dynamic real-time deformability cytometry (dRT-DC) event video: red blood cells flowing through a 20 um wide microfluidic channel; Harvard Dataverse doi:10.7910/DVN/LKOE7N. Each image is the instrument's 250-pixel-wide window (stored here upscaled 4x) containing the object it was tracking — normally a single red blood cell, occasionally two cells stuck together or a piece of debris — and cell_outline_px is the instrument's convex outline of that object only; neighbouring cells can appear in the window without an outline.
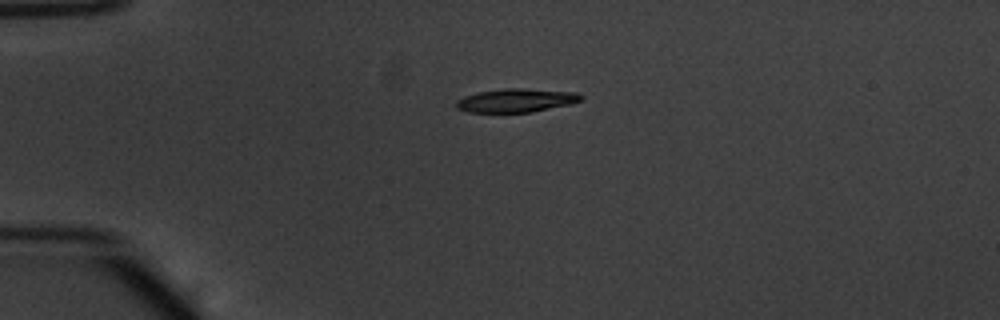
{"species": "common noctule bat (a hibernating species)", "species_latin": "Nyctalus noctula", "temperature_condition": "warm", "stored_images_in_passage": 41, "camera_frame_rate_fps": 3000, "um_per_image_px": 0.085, "animal": {"sex": "male", "body_mass_g": 20.1, "forearm_length_mm": 53.5}, "frame": {"image": 1, "passage_image": 1, "time_ms": 0.0, "image_size_px": [1000, 320], "cell_outline_px": [[584, 96], [580, 100], [568, 104], [532, 112], [468, 112], [456, 108], [456, 100], [464, 96], [480, 92], [504, 88], [524, 88], [576, 92]], "centroid_in_image_um": [43.85, 8.53], "position_along_channel_um": 41.1, "area_um2": 16.99}}
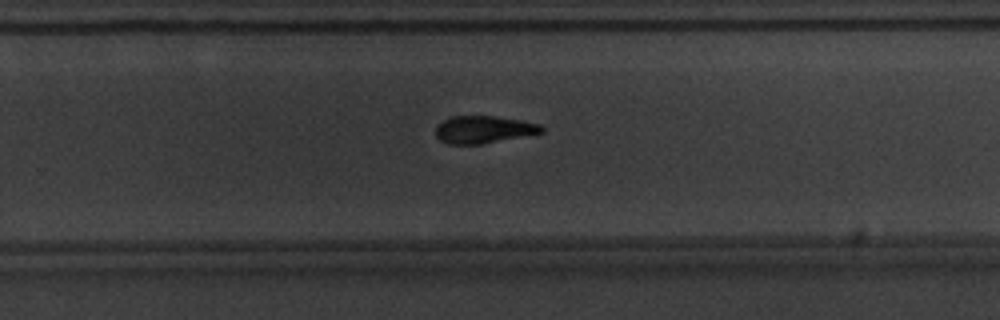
{"frame": {"image": 2, "passage_image": 23, "time_ms": 7.333, "image_size_px": [1000, 320], "cell_outline_px": [[544, 132], [480, 144], [448, 144], [440, 140], [436, 136], [436, 124], [452, 116], [492, 116], [520, 120], [540, 124], [544, 128]], "centroid_in_image_um": [41.08, 11.01], "position_along_channel_um": 288.7, "area_um2": 16.76}}
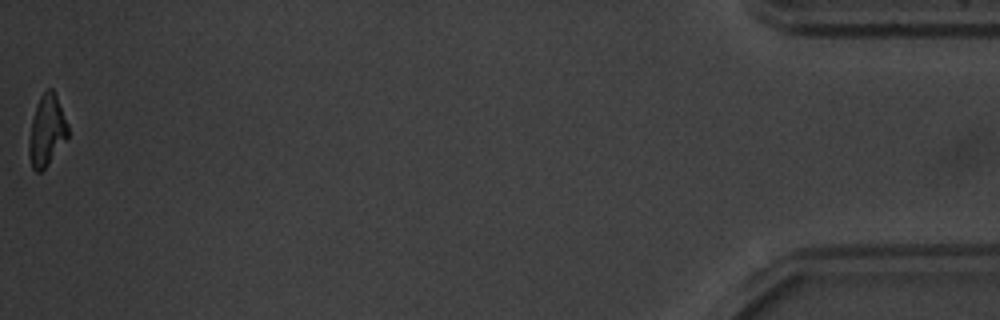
{"frame": {"image": 3, "passage_image": 41, "time_ms": 13.333, "image_size_px": [1000, 320], "cell_outline_px": [[68, 136], [48, 164], [40, 172], [36, 172], [32, 168], [28, 156], [28, 140], [32, 120], [36, 104], [40, 96], [48, 88], [52, 88], [56, 96], [68, 124]], "centroid_in_image_um": [3.95, 11.11], "position_along_channel_um": 431.3, "area_um2": 16.01}, "authors_computed_cell_mechanics": {"area_um2": 17.5712, "velocity_mm_per_s": 3.849, "shape_relaxation_time_tau1_ms": 3.58, "shape_relaxation_time_tau2_ms": 4.2994, "deformation_change_tau1": 0.1719, "deformation_change_tau2": 0.1183}}